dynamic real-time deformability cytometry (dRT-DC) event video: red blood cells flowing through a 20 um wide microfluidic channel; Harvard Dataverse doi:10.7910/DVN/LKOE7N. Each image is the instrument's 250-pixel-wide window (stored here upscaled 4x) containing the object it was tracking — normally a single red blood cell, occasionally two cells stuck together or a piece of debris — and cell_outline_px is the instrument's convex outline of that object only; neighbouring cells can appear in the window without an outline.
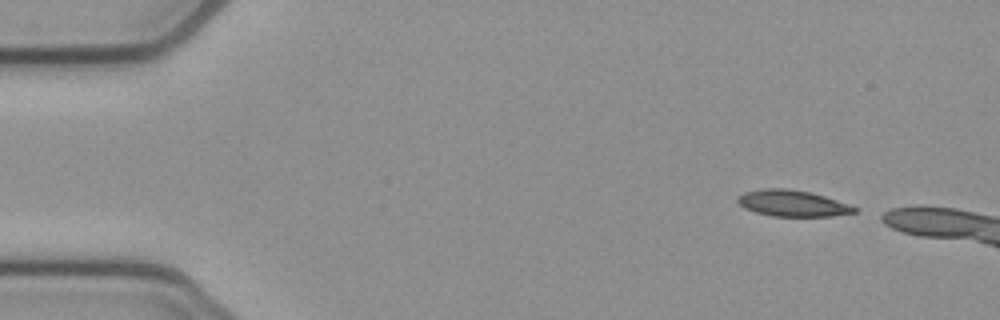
{"species": "common noctule bat (a hibernating species)", "species_latin": "Nyctalus noctula", "temperature_condition": "cold", "stored_images_in_passage": 6, "camera_frame_rate_fps": 3000, "um_per_image_px": 0.085, "animal": {"sex": "female", "body_mass_g": 21.9}, "frame": {"image": 1, "passage_image": 1, "time_ms": 0.0, "image_size_px": [1000, 320], "cell_outline_px": [[856, 212], [832, 216], [772, 216], [756, 212], [744, 208], [736, 200], [736, 196], [744, 192], [764, 188], [788, 188], [812, 192], [848, 204], [856, 208]], "centroid_in_image_um": [67.31, 17.27], "position_along_channel_um": 17.7, "area_um2": 17.86}}